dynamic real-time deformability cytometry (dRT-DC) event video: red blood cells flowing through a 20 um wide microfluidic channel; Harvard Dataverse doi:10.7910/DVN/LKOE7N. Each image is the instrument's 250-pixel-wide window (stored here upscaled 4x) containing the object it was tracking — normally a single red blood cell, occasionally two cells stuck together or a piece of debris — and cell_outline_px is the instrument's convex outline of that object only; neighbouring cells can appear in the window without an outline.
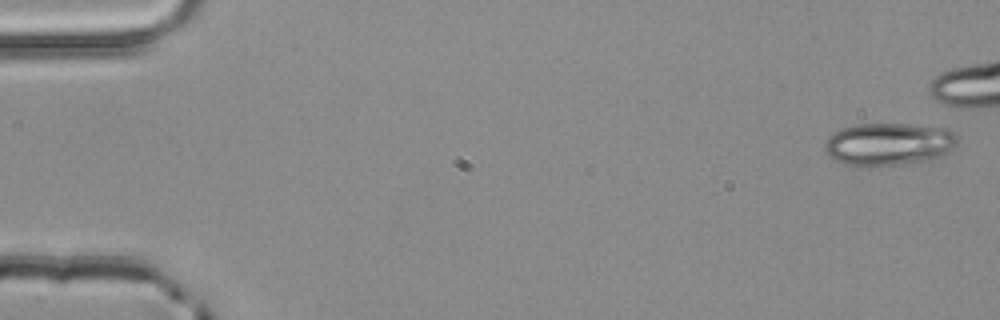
{"species": "common noctule bat (a hibernating species)", "species_latin": "Nyctalus noctula", "temperature_condition": "room temperature", "stored_images_in_passage": 4, "camera_frame_rate_fps": 3000, "um_per_image_px": 0.085, "animal": {"sex": "male", "body_mass_g": 20.4}, "frame": {"image": 1, "passage_image": 1, "time_ms": 0.0, "image_size_px": [1000, 320], "cell_outline_px": [[956, 144], [948, 152], [940, 156], [928, 160], [900, 164], [844, 164], [832, 160], [828, 156], [824, 148], [824, 144], [828, 136], [840, 128], [856, 124], [908, 124], [948, 128], [956, 136]], "centroid_in_image_um": [75.5, 12.22], "position_along_channel_um": 9.5, "area_um2": 32.6}}